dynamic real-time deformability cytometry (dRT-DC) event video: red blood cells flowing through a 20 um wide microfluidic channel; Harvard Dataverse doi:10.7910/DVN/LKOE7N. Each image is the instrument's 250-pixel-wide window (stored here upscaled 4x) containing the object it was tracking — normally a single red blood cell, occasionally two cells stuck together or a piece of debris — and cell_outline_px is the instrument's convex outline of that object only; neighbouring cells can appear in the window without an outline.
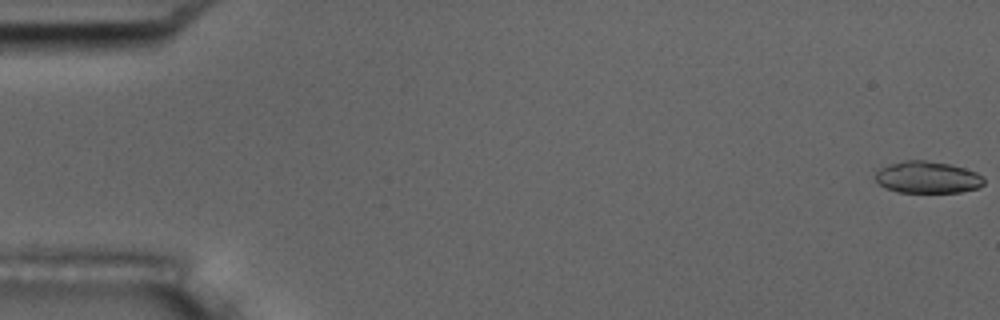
{"species": "common noctule bat (a hibernating species)", "species_latin": "Nyctalus noctula", "temperature_condition": "room temperature", "stored_images_in_passage": 8, "camera_frame_rate_fps": 3000, "um_per_image_px": 0.085, "animal": {"sex": "male", "body_mass_g": 17.5, "forearm_length_mm": 52.3}, "frame": {"image": 1, "passage_image": 1, "time_ms": 0.0, "image_size_px": [1000, 320], "cell_outline_px": [[984, 184], [980, 188], [960, 192], [896, 192], [880, 184], [876, 180], [876, 172], [880, 168], [888, 164], [904, 160], [924, 160], [948, 164], [964, 168], [976, 172], [984, 180]], "centroid_in_image_um": [78.84, 15.07], "position_along_channel_um": 6.2, "area_um2": 20.06}}